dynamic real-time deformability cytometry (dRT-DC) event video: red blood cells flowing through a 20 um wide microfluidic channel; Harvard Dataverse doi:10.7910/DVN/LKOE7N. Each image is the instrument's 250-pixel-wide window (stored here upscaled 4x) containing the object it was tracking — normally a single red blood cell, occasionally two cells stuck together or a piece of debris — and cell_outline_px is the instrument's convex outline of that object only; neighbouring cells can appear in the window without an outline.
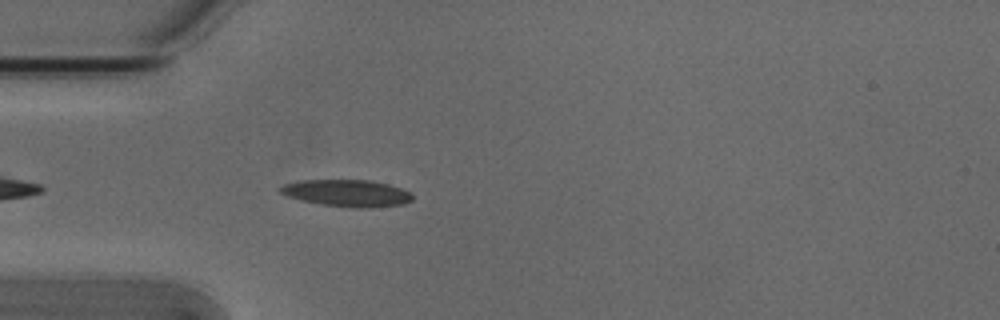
{"species": "Egyptian fruit bat (a non-hibernating species)", "species_latin": "Rousettus aegyptiacus", "temperature_condition": "cold", "stored_images_in_passage": 31, "camera_frame_rate_fps": 3000, "um_per_image_px": 0.085, "animal": {"sex": "male"}, "frame": {"image": 1, "passage_image": 4, "time_ms": 1.0, "image_size_px": [1000, 320], "cell_outline_px": [[412, 200], [404, 204], [368, 208], [348, 208], [300, 200], [288, 196], [280, 192], [276, 188], [284, 184], [300, 180], [368, 180], [388, 184], [412, 192]], "centroid_in_image_um": [29.49, 16.42], "position_along_channel_um": 55.5, "area_um2": 20.81}}
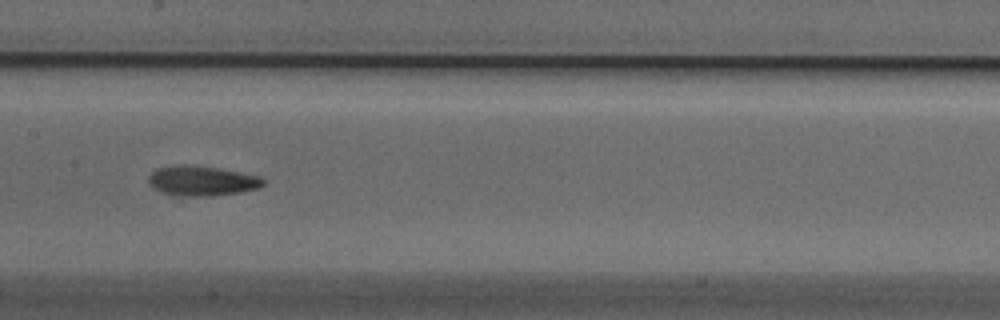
{"frame": {"image": 2, "passage_image": 15, "time_ms": 4.667, "image_size_px": [1000, 320], "cell_outline_px": [[264, 184], [260, 188], [240, 192], [212, 196], [192, 196], [160, 192], [152, 188], [148, 184], [148, 176], [156, 168], [180, 164], [184, 164], [220, 168], [260, 176], [264, 180]], "centroid_in_image_um": [17.15, 15.36], "position_along_channel_um": 190.3, "area_um2": 20.11}}
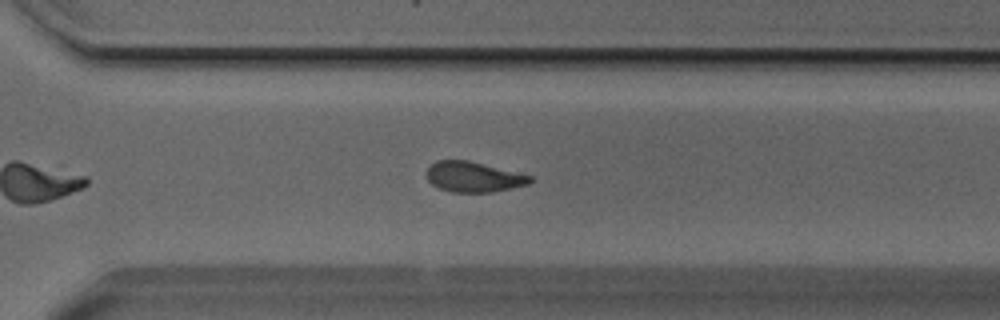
{"frame": {"image": 3, "passage_image": 26, "time_ms": 8.333, "image_size_px": [1000, 320], "cell_outline_px": [[532, 180], [528, 184], [492, 192], [452, 192], [440, 188], [432, 184], [424, 176], [424, 172], [436, 160], [468, 160], [532, 176]], "centroid_in_image_um": [40.19, 15.03], "position_along_channel_um": 330.4, "area_um2": 18.21}, "authors_computed_cell_mechanics": {"area_um2": 19.4786, "velocity_mm_per_s": 3.8244, "shape_relaxation_time_tau1_ms": 4.9658, "shape_relaxation_time_tau2_ms": 4.6165, "deformation_change_tau1": 0.1595, "deformation_change_tau2": 0.1277}}